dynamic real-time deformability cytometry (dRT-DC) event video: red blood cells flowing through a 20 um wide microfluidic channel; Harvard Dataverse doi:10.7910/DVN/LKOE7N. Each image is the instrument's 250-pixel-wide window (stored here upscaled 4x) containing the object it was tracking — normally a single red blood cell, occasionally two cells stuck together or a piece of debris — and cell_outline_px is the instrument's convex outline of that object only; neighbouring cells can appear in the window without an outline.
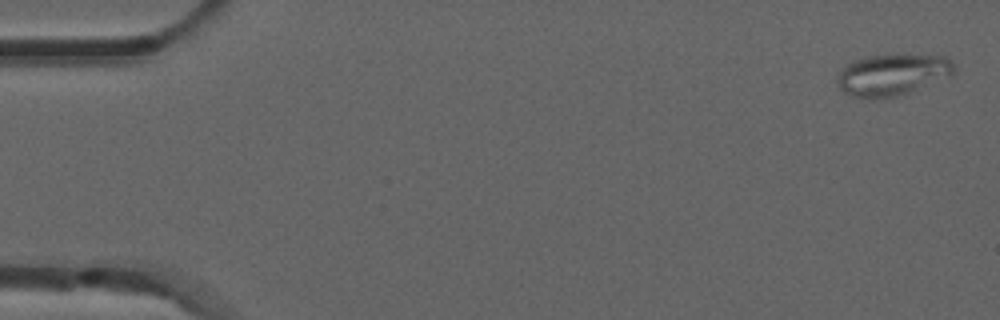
{"species": "common noctule bat (a hibernating species)", "species_latin": "Nyctalus noctula", "temperature_condition": "room temperature", "stored_images_in_passage": 4, "camera_frame_rate_fps": 3000, "um_per_image_px": 0.085, "animal": {"sex": "male", "forearm_length_mm": 52.5}, "frame": {"image": 1, "passage_image": 1, "time_ms": 0.0, "image_size_px": [1000, 320], "cell_outline_px": [[956, 72], [948, 76], [908, 92], [896, 96], [876, 100], [868, 100], [852, 96], [844, 92], [840, 88], [836, 80], [840, 68], [856, 60], [868, 56], [944, 56], [956, 68]], "centroid_in_image_um": [75.77, 6.39], "position_along_channel_um": 9.2, "area_um2": 27.74}}
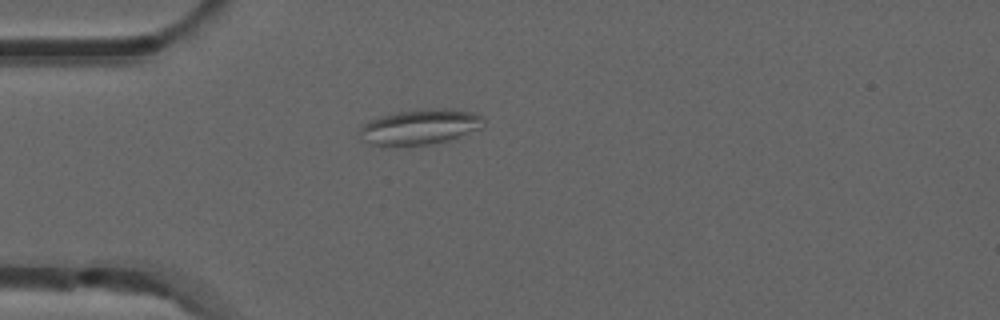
{"frame": {"image": 2, "passage_image": 4, "time_ms": 1.0, "image_size_px": [1000, 320], "cell_outline_px": [[484, 128], [448, 140], [432, 144], [408, 148], [380, 148], [360, 140], [360, 128], [368, 120], [380, 116], [400, 112], [436, 108], [444, 108], [472, 112], [480, 116], [484, 120]], "centroid_in_image_um": [35.63, 10.85], "position_along_channel_um": 49.4, "area_um2": 26.36}}